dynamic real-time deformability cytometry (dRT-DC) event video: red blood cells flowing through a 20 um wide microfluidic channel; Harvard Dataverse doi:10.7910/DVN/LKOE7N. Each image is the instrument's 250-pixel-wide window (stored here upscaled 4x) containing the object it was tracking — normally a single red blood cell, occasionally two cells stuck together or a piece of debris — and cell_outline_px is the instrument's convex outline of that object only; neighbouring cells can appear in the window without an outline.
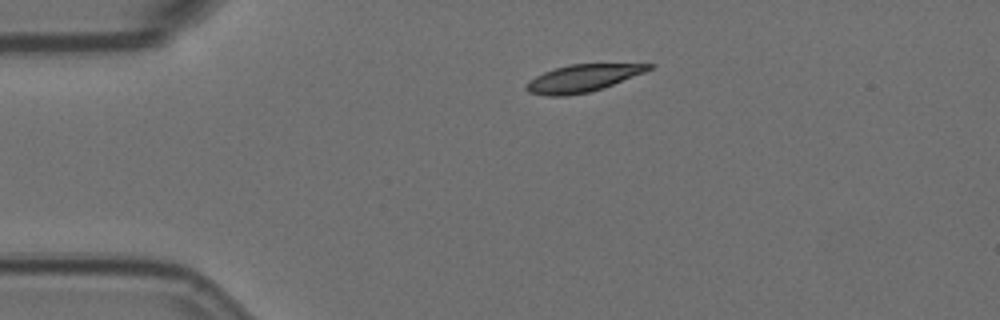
{"species": "Egyptian fruit bat (a non-hibernating species)", "species_latin": "Rousettus aegyptiacus", "temperature_condition": "room temperature", "stored_images_in_passage": 2, "camera_frame_rate_fps": 3000, "um_per_image_px": 0.085, "animal": {"sex": "female"}, "frame": {"image": 1, "passage_image": 1, "time_ms": 0.0, "image_size_px": [1000, 320], "cell_outline_px": [[656, 64], [652, 68], [644, 72], [612, 84], [588, 92], [564, 96], [548, 96], [528, 92], [524, 88], [524, 84], [528, 80], [544, 72], [556, 68], [572, 64]], "centroid_in_image_um": [49.45, 6.65], "position_along_channel_um": 35.5, "area_um2": 19.13}}